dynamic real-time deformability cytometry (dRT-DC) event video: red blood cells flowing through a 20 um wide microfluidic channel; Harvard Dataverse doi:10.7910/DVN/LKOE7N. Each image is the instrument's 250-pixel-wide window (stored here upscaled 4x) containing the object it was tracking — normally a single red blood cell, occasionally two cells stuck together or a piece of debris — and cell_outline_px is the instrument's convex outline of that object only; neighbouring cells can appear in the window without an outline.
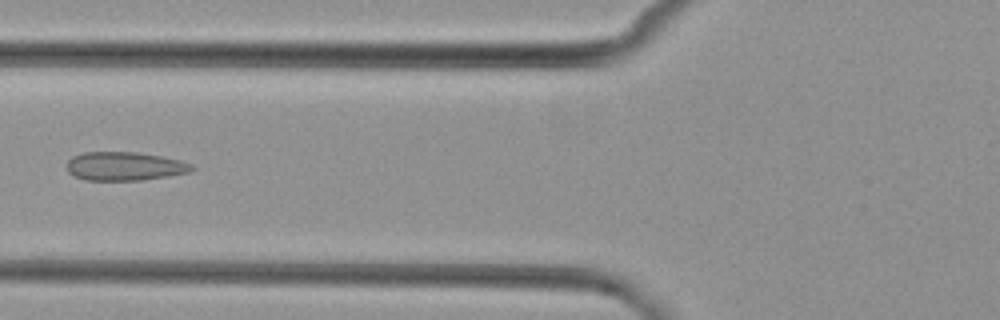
{"species": "common noctule bat (a hibernating species)", "species_latin": "Nyctalus noctula", "temperature_condition": "cold", "stored_images_in_passage": 7, "camera_frame_rate_fps": 3000, "um_per_image_px": 0.085, "animal": {"sex": "female", "body_mass_g": 29.2, "forearm_length_mm": 56.3}, "frame": {"image": 1, "passage_image": 6, "time_ms": 6.667, "image_size_px": [1000, 320], "cell_outline_px": [[196, 168], [192, 172], [168, 176], [140, 180], [88, 180], [72, 176], [64, 168], [64, 164], [72, 156], [84, 152], [136, 152], [160, 156], [180, 160], [192, 164]], "centroid_in_image_um": [10.56, 14.13], "position_along_channel_um": 115.2, "area_um2": 21.15}}
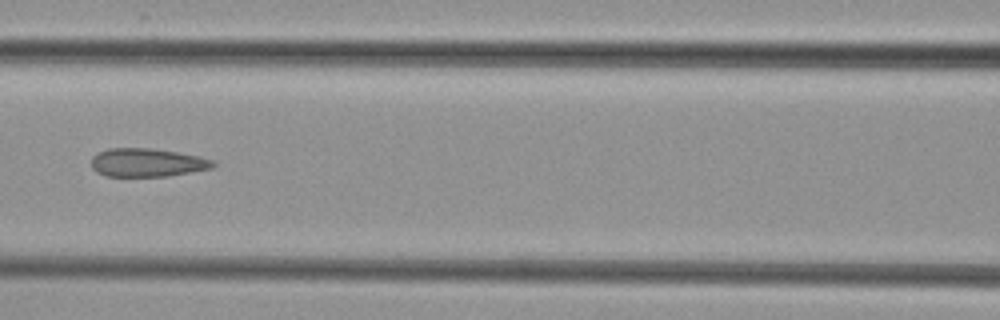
{"frame": {"image": 2, "passage_image": 7, "time_ms": 7.667, "image_size_px": [1000, 320], "cell_outline_px": [[216, 164], [212, 168], [168, 176], [104, 176], [96, 172], [92, 168], [92, 156], [96, 152], [108, 148], [152, 148], [200, 156], [212, 160]], "centroid_in_image_um": [12.47, 13.81], "position_along_channel_um": 154.1, "area_um2": 20.23}}